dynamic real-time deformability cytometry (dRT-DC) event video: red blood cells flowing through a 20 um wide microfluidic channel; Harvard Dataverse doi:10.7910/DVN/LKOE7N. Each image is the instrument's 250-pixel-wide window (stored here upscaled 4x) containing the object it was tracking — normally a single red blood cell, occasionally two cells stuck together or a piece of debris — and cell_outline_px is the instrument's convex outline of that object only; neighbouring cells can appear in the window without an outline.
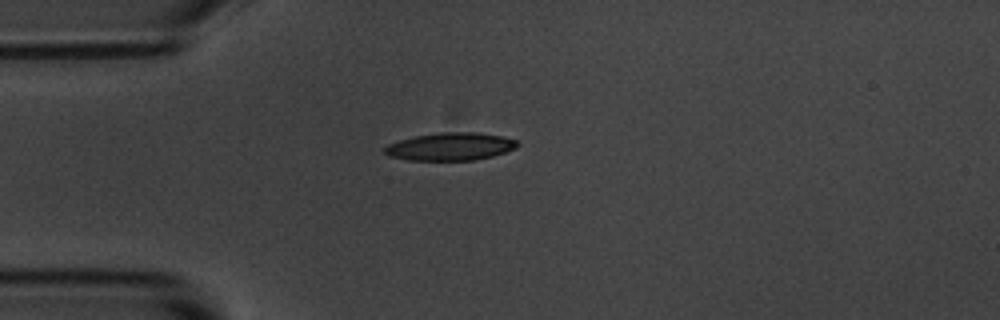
{"species": "common noctule bat (a hibernating species)", "species_latin": "Nyctalus noctula", "temperature_condition": "room temperature", "stored_images_in_passage": 33, "camera_frame_rate_fps": 3000, "um_per_image_px": 0.085, "animal": {"sex": "male", "body_mass_g": 20.1, "forearm_length_mm": 53.5}, "frame": {"image": 1, "passage_image": 1, "time_ms": 0.0, "image_size_px": [1000, 320], "cell_outline_px": [[520, 144], [516, 148], [492, 156], [472, 160], [408, 160], [388, 156], [384, 152], [384, 148], [388, 144], [400, 140], [416, 136], [436, 132], [476, 132], [500, 136], [516, 140]], "centroid_in_image_um": [38.27, 12.45], "position_along_channel_um": 46.7, "area_um2": 21.39}}
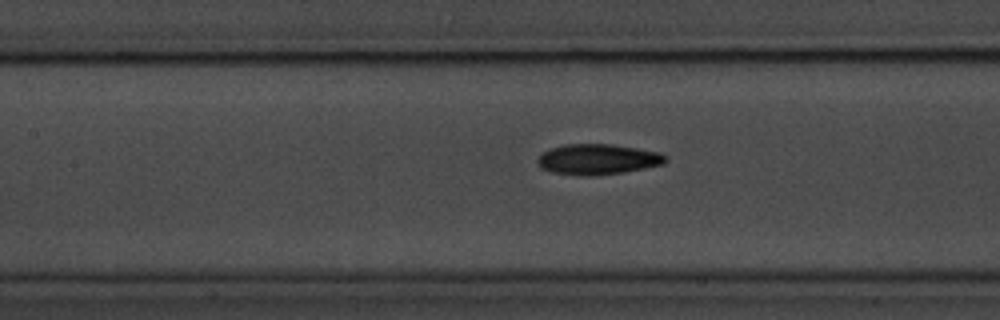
{"frame": {"image": 2, "passage_image": 11, "time_ms": 3.333, "image_size_px": [1000, 320], "cell_outline_px": [[668, 160], [664, 164], [624, 172], [592, 176], [584, 176], [552, 172], [540, 168], [536, 164], [536, 160], [544, 152], [552, 148], [564, 144], [612, 144], [660, 152]], "centroid_in_image_um": [50.79, 13.54], "position_along_channel_um": 156.6, "area_um2": 22.77}}
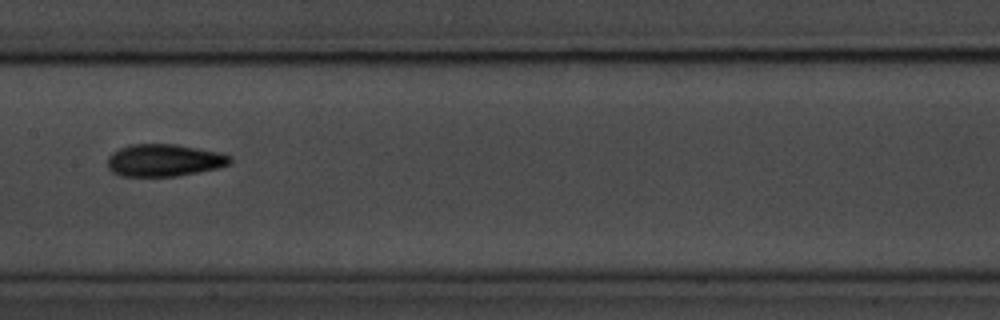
{"frame": {"image": 3, "passage_image": 14, "time_ms": 4.333, "image_size_px": [1000, 320], "cell_outline_px": [[232, 160], [228, 164], [216, 168], [176, 176], [120, 176], [112, 172], [108, 168], [108, 156], [112, 152], [128, 144], [176, 144], [220, 152], [232, 156]], "centroid_in_image_um": [13.92, 13.61], "position_along_channel_um": 193.5, "area_um2": 23.06}, "authors_computed_cell_mechanics": {"area_um2": 22.3686, "velocity_mm_per_s": 3.6874, "shape_relaxation_time_tau1_ms": 3.1921, "shape_relaxation_time_tau2_ms": 3.7275, "deformation_change_tau1": 0.1334, "deformation_change_tau2": 0.102}}